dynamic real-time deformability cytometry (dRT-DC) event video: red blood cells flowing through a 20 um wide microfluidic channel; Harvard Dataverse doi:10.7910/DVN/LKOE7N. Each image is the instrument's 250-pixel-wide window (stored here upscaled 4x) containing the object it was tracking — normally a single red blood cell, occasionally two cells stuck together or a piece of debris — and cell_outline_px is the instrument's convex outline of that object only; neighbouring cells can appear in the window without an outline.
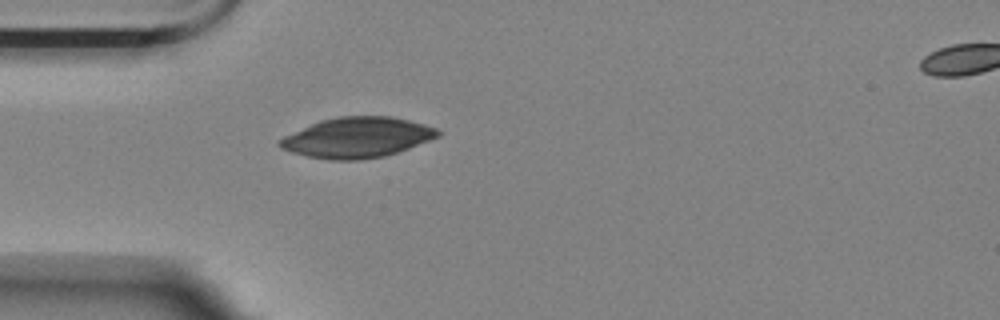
{"species": "Egyptian fruit bat (a non-hibernating species)", "species_latin": "Rousettus aegyptiacus", "temperature_condition": "room temperature", "stored_images_in_passage": 2, "segment_of_instrument_passage": [1, 2], "camera_frame_rate_fps": 3000, "um_per_image_px": 0.085, "animal": {"sex": "female"}, "frame": {"image": 1, "passage_image": 1, "time_ms": 0.0, "image_size_px": [1000, 320], "cell_outline_px": [[440, 136], [408, 148], [384, 156], [360, 160], [328, 160], [308, 156], [292, 152], [280, 148], [276, 144], [284, 136], [320, 120], [336, 116], [392, 116], [424, 124], [436, 128], [440, 132]], "centroid_in_image_um": [30.34, 11.68], "position_along_channel_um": 54.7, "area_um2": 37.05}}